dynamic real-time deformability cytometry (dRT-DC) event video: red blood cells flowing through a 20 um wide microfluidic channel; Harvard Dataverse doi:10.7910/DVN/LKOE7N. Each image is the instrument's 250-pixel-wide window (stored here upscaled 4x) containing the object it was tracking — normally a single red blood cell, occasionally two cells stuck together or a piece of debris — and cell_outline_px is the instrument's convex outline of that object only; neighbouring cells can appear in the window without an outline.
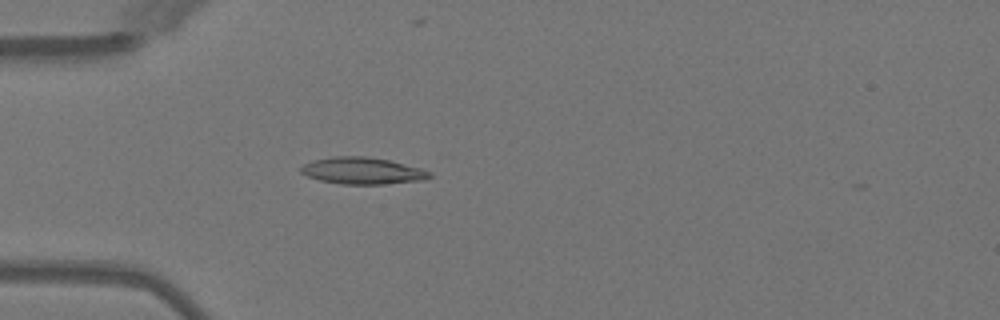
{"species": "Egyptian fruit bat (a non-hibernating species)", "species_latin": "Rousettus aegyptiacus", "temperature_condition": "warm", "stored_images_in_passage": 46, "camera_frame_rate_fps": 3000, "um_per_image_px": 0.085, "animal": {"sex": "female"}, "frame": {"image": 1, "passage_image": 10, "time_ms": 3.0, "image_size_px": [1000, 320], "cell_outline_px": [[432, 176], [424, 180], [384, 184], [340, 184], [320, 180], [308, 176], [300, 172], [300, 168], [304, 164], [312, 160], [332, 156], [364, 156], [388, 160], [420, 168], [432, 172]], "centroid_in_image_um": [30.8, 14.51], "position_along_channel_um": 54.2, "area_um2": 20.06}}
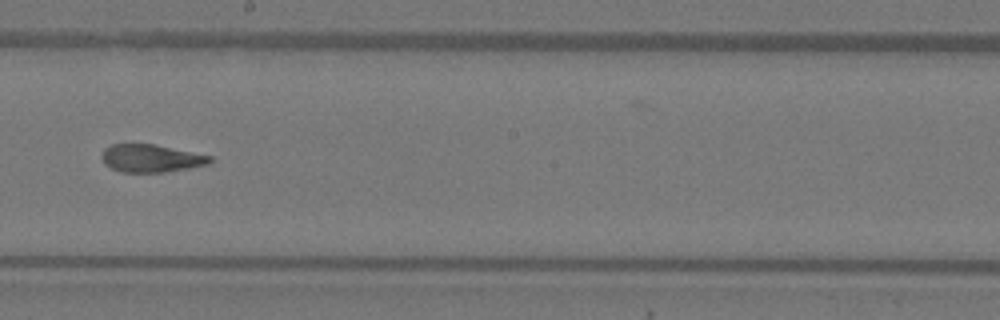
{"frame": {"image": 2, "passage_image": 24, "time_ms": 7.667, "image_size_px": [1000, 320], "cell_outline_px": [[212, 160], [208, 164], [188, 168], [164, 172], [120, 172], [104, 164], [100, 156], [104, 148], [112, 144], [156, 144], [212, 156]], "centroid_in_image_um": [12.81, 13.45], "position_along_channel_um": 235.4, "area_um2": 17.57}}
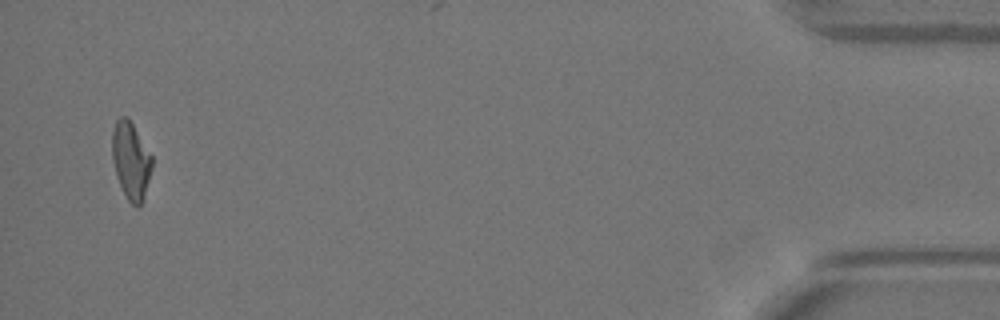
{"frame": {"image": 3, "passage_image": 44, "time_ms": 14.333, "image_size_px": [1000, 320], "cell_outline_px": [[152, 168], [144, 196], [140, 208], [136, 208], [128, 200], [116, 176], [112, 160], [112, 132], [116, 120], [120, 116], [128, 116], [152, 156]], "centroid_in_image_um": [11.12, 13.64], "position_along_channel_um": 424.1, "area_um2": 17.98}, "authors_computed_cell_mechanics": {"area_um2": 18.1781, "velocity_mm_per_s": 4.0471, "shape_relaxation_time_tau1_ms": 7.8061, "shape_relaxation_time_tau2_ms": 2.0364, "deformation_change_tau1": 0.2269, "deformation_change_tau2": 0.0891}}